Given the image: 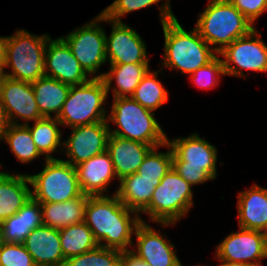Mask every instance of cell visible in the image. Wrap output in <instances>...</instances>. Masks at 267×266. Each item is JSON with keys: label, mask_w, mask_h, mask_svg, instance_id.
<instances>
[{"label": "cell", "mask_w": 267, "mask_h": 266, "mask_svg": "<svg viewBox=\"0 0 267 266\" xmlns=\"http://www.w3.org/2000/svg\"><path fill=\"white\" fill-rule=\"evenodd\" d=\"M0 266H36L23 243L4 242L0 246Z\"/></svg>", "instance_id": "cell-35"}, {"label": "cell", "mask_w": 267, "mask_h": 266, "mask_svg": "<svg viewBox=\"0 0 267 266\" xmlns=\"http://www.w3.org/2000/svg\"><path fill=\"white\" fill-rule=\"evenodd\" d=\"M175 172L192 186L214 179L206 170L194 166H172Z\"/></svg>", "instance_id": "cell-38"}, {"label": "cell", "mask_w": 267, "mask_h": 266, "mask_svg": "<svg viewBox=\"0 0 267 266\" xmlns=\"http://www.w3.org/2000/svg\"><path fill=\"white\" fill-rule=\"evenodd\" d=\"M173 151L172 166H194L206 170L214 179L216 178L217 150L205 139L196 133L187 138H178L170 141Z\"/></svg>", "instance_id": "cell-16"}, {"label": "cell", "mask_w": 267, "mask_h": 266, "mask_svg": "<svg viewBox=\"0 0 267 266\" xmlns=\"http://www.w3.org/2000/svg\"><path fill=\"white\" fill-rule=\"evenodd\" d=\"M2 243H3V240H2L1 229H0V246Z\"/></svg>", "instance_id": "cell-44"}, {"label": "cell", "mask_w": 267, "mask_h": 266, "mask_svg": "<svg viewBox=\"0 0 267 266\" xmlns=\"http://www.w3.org/2000/svg\"><path fill=\"white\" fill-rule=\"evenodd\" d=\"M83 194L104 196L108 184L116 177L111 157L107 151L75 166Z\"/></svg>", "instance_id": "cell-20"}, {"label": "cell", "mask_w": 267, "mask_h": 266, "mask_svg": "<svg viewBox=\"0 0 267 266\" xmlns=\"http://www.w3.org/2000/svg\"><path fill=\"white\" fill-rule=\"evenodd\" d=\"M160 0H115L111 5L101 13L108 19L116 22H122L120 18L129 12L136 11L152 4L159 3ZM161 23L176 18L170 7V0L162 4L160 8Z\"/></svg>", "instance_id": "cell-32"}, {"label": "cell", "mask_w": 267, "mask_h": 266, "mask_svg": "<svg viewBox=\"0 0 267 266\" xmlns=\"http://www.w3.org/2000/svg\"><path fill=\"white\" fill-rule=\"evenodd\" d=\"M45 76L57 79L69 85H80L92 77L81 67L67 43L61 38H49L44 54Z\"/></svg>", "instance_id": "cell-14"}, {"label": "cell", "mask_w": 267, "mask_h": 266, "mask_svg": "<svg viewBox=\"0 0 267 266\" xmlns=\"http://www.w3.org/2000/svg\"><path fill=\"white\" fill-rule=\"evenodd\" d=\"M222 264L220 266H247L246 264L243 263H236V262H230V261H221Z\"/></svg>", "instance_id": "cell-42"}, {"label": "cell", "mask_w": 267, "mask_h": 266, "mask_svg": "<svg viewBox=\"0 0 267 266\" xmlns=\"http://www.w3.org/2000/svg\"><path fill=\"white\" fill-rule=\"evenodd\" d=\"M4 63L5 62H0V84L3 82L4 78L6 77L5 76V72H4Z\"/></svg>", "instance_id": "cell-43"}, {"label": "cell", "mask_w": 267, "mask_h": 266, "mask_svg": "<svg viewBox=\"0 0 267 266\" xmlns=\"http://www.w3.org/2000/svg\"><path fill=\"white\" fill-rule=\"evenodd\" d=\"M6 172H0V179Z\"/></svg>", "instance_id": "cell-45"}, {"label": "cell", "mask_w": 267, "mask_h": 266, "mask_svg": "<svg viewBox=\"0 0 267 266\" xmlns=\"http://www.w3.org/2000/svg\"><path fill=\"white\" fill-rule=\"evenodd\" d=\"M156 72L149 71L143 76L131 98L144 108L154 111L168 101V91L157 80Z\"/></svg>", "instance_id": "cell-31"}, {"label": "cell", "mask_w": 267, "mask_h": 266, "mask_svg": "<svg viewBox=\"0 0 267 266\" xmlns=\"http://www.w3.org/2000/svg\"><path fill=\"white\" fill-rule=\"evenodd\" d=\"M59 234L65 260L88 252L99 245L84 221L59 229Z\"/></svg>", "instance_id": "cell-28"}, {"label": "cell", "mask_w": 267, "mask_h": 266, "mask_svg": "<svg viewBox=\"0 0 267 266\" xmlns=\"http://www.w3.org/2000/svg\"><path fill=\"white\" fill-rule=\"evenodd\" d=\"M45 168L28 175L34 191L31 197L39 203H62L83 195L74 166L61 159H46Z\"/></svg>", "instance_id": "cell-8"}, {"label": "cell", "mask_w": 267, "mask_h": 266, "mask_svg": "<svg viewBox=\"0 0 267 266\" xmlns=\"http://www.w3.org/2000/svg\"><path fill=\"white\" fill-rule=\"evenodd\" d=\"M122 251L98 245L81 255L70 257L66 266H116L120 262Z\"/></svg>", "instance_id": "cell-34"}, {"label": "cell", "mask_w": 267, "mask_h": 266, "mask_svg": "<svg viewBox=\"0 0 267 266\" xmlns=\"http://www.w3.org/2000/svg\"><path fill=\"white\" fill-rule=\"evenodd\" d=\"M107 89L102 78L92 77L88 82L71 85L66 101L56 118L61 125L70 127L107 121L102 107L107 97Z\"/></svg>", "instance_id": "cell-6"}, {"label": "cell", "mask_w": 267, "mask_h": 266, "mask_svg": "<svg viewBox=\"0 0 267 266\" xmlns=\"http://www.w3.org/2000/svg\"><path fill=\"white\" fill-rule=\"evenodd\" d=\"M48 266H66V265L62 264V265H48Z\"/></svg>", "instance_id": "cell-46"}, {"label": "cell", "mask_w": 267, "mask_h": 266, "mask_svg": "<svg viewBox=\"0 0 267 266\" xmlns=\"http://www.w3.org/2000/svg\"><path fill=\"white\" fill-rule=\"evenodd\" d=\"M137 250H131L138 258L151 266H177L180 260L174 252V245L161 233L142 221L135 230Z\"/></svg>", "instance_id": "cell-17"}, {"label": "cell", "mask_w": 267, "mask_h": 266, "mask_svg": "<svg viewBox=\"0 0 267 266\" xmlns=\"http://www.w3.org/2000/svg\"><path fill=\"white\" fill-rule=\"evenodd\" d=\"M191 186L172 168L155 187L151 202L143 213L164 226L176 223L193 205Z\"/></svg>", "instance_id": "cell-7"}, {"label": "cell", "mask_w": 267, "mask_h": 266, "mask_svg": "<svg viewBox=\"0 0 267 266\" xmlns=\"http://www.w3.org/2000/svg\"><path fill=\"white\" fill-rule=\"evenodd\" d=\"M49 36H36L26 30H17L7 37L4 67H11L12 73H5L11 79L35 82L45 75L44 54Z\"/></svg>", "instance_id": "cell-5"}, {"label": "cell", "mask_w": 267, "mask_h": 266, "mask_svg": "<svg viewBox=\"0 0 267 266\" xmlns=\"http://www.w3.org/2000/svg\"><path fill=\"white\" fill-rule=\"evenodd\" d=\"M113 99L111 114L107 121H112L119 128L109 130L110 134L153 147L165 146L168 138L155 119L153 111L144 108L131 97Z\"/></svg>", "instance_id": "cell-4"}, {"label": "cell", "mask_w": 267, "mask_h": 266, "mask_svg": "<svg viewBox=\"0 0 267 266\" xmlns=\"http://www.w3.org/2000/svg\"><path fill=\"white\" fill-rule=\"evenodd\" d=\"M160 183L161 180H148L133 173L120 180L115 194L125 207L141 213L149 206L155 187Z\"/></svg>", "instance_id": "cell-24"}, {"label": "cell", "mask_w": 267, "mask_h": 266, "mask_svg": "<svg viewBox=\"0 0 267 266\" xmlns=\"http://www.w3.org/2000/svg\"><path fill=\"white\" fill-rule=\"evenodd\" d=\"M23 244L36 266L62 265L66 262L62 253L59 229L44 225L34 228Z\"/></svg>", "instance_id": "cell-19"}, {"label": "cell", "mask_w": 267, "mask_h": 266, "mask_svg": "<svg viewBox=\"0 0 267 266\" xmlns=\"http://www.w3.org/2000/svg\"><path fill=\"white\" fill-rule=\"evenodd\" d=\"M1 139L8 143L12 153L22 163H28L42 155L32 139L29 128L25 124H10L3 132Z\"/></svg>", "instance_id": "cell-30"}, {"label": "cell", "mask_w": 267, "mask_h": 266, "mask_svg": "<svg viewBox=\"0 0 267 266\" xmlns=\"http://www.w3.org/2000/svg\"><path fill=\"white\" fill-rule=\"evenodd\" d=\"M253 25V22L264 11H267V0H229Z\"/></svg>", "instance_id": "cell-37"}, {"label": "cell", "mask_w": 267, "mask_h": 266, "mask_svg": "<svg viewBox=\"0 0 267 266\" xmlns=\"http://www.w3.org/2000/svg\"><path fill=\"white\" fill-rule=\"evenodd\" d=\"M153 148L152 145L110 134L107 152L111 157L114 171L119 181L128 175L136 173L147 154Z\"/></svg>", "instance_id": "cell-18"}, {"label": "cell", "mask_w": 267, "mask_h": 266, "mask_svg": "<svg viewBox=\"0 0 267 266\" xmlns=\"http://www.w3.org/2000/svg\"><path fill=\"white\" fill-rule=\"evenodd\" d=\"M7 37H0V62H5Z\"/></svg>", "instance_id": "cell-41"}, {"label": "cell", "mask_w": 267, "mask_h": 266, "mask_svg": "<svg viewBox=\"0 0 267 266\" xmlns=\"http://www.w3.org/2000/svg\"><path fill=\"white\" fill-rule=\"evenodd\" d=\"M162 27L165 39L163 54L165 67L181 70L183 74H192L211 62L218 54L200 36L196 28L187 32L176 18L165 21Z\"/></svg>", "instance_id": "cell-2"}, {"label": "cell", "mask_w": 267, "mask_h": 266, "mask_svg": "<svg viewBox=\"0 0 267 266\" xmlns=\"http://www.w3.org/2000/svg\"><path fill=\"white\" fill-rule=\"evenodd\" d=\"M31 84L41 116L50 118V114L55 112L54 117L57 118L71 85L45 75Z\"/></svg>", "instance_id": "cell-26"}, {"label": "cell", "mask_w": 267, "mask_h": 266, "mask_svg": "<svg viewBox=\"0 0 267 266\" xmlns=\"http://www.w3.org/2000/svg\"><path fill=\"white\" fill-rule=\"evenodd\" d=\"M221 74L225 75L223 61L216 56L207 65L198 68L190 75L197 86L202 89H209L214 87L216 83L218 84L219 78L217 76L219 77Z\"/></svg>", "instance_id": "cell-36"}, {"label": "cell", "mask_w": 267, "mask_h": 266, "mask_svg": "<svg viewBox=\"0 0 267 266\" xmlns=\"http://www.w3.org/2000/svg\"><path fill=\"white\" fill-rule=\"evenodd\" d=\"M104 21L100 13L92 22L61 37L69 46L74 57L88 75L98 72L106 59V34L97 24Z\"/></svg>", "instance_id": "cell-9"}, {"label": "cell", "mask_w": 267, "mask_h": 266, "mask_svg": "<svg viewBox=\"0 0 267 266\" xmlns=\"http://www.w3.org/2000/svg\"><path fill=\"white\" fill-rule=\"evenodd\" d=\"M9 125L10 121L0 96V138L3 132L9 127Z\"/></svg>", "instance_id": "cell-40"}, {"label": "cell", "mask_w": 267, "mask_h": 266, "mask_svg": "<svg viewBox=\"0 0 267 266\" xmlns=\"http://www.w3.org/2000/svg\"><path fill=\"white\" fill-rule=\"evenodd\" d=\"M87 200L88 195L83 194L62 203H40L43 225L62 229L83 222Z\"/></svg>", "instance_id": "cell-25"}, {"label": "cell", "mask_w": 267, "mask_h": 266, "mask_svg": "<svg viewBox=\"0 0 267 266\" xmlns=\"http://www.w3.org/2000/svg\"><path fill=\"white\" fill-rule=\"evenodd\" d=\"M72 134L63 142L66 148L64 160L72 166H77L90 158L107 151V143L110 135L108 121H98L88 125L72 127Z\"/></svg>", "instance_id": "cell-12"}, {"label": "cell", "mask_w": 267, "mask_h": 266, "mask_svg": "<svg viewBox=\"0 0 267 266\" xmlns=\"http://www.w3.org/2000/svg\"><path fill=\"white\" fill-rule=\"evenodd\" d=\"M149 64H119L111 65L110 72L96 75L95 78H102L107 93L112 84V80L115 79L116 86L113 87V98L128 97L136 90L143 76L149 71Z\"/></svg>", "instance_id": "cell-27"}, {"label": "cell", "mask_w": 267, "mask_h": 266, "mask_svg": "<svg viewBox=\"0 0 267 266\" xmlns=\"http://www.w3.org/2000/svg\"><path fill=\"white\" fill-rule=\"evenodd\" d=\"M260 37L261 33H257L254 28L248 35L236 39L218 53L225 58L222 60L225 75L242 77L244 74L240 69L267 72V45Z\"/></svg>", "instance_id": "cell-10"}, {"label": "cell", "mask_w": 267, "mask_h": 266, "mask_svg": "<svg viewBox=\"0 0 267 266\" xmlns=\"http://www.w3.org/2000/svg\"><path fill=\"white\" fill-rule=\"evenodd\" d=\"M57 124L61 125L55 117H43L42 119L36 120L33 127H30L27 122L25 123L30 130L37 149L42 155H46L45 159H54L50 153L57 150V147L63 146V142L60 141L62 134Z\"/></svg>", "instance_id": "cell-29"}, {"label": "cell", "mask_w": 267, "mask_h": 266, "mask_svg": "<svg viewBox=\"0 0 267 266\" xmlns=\"http://www.w3.org/2000/svg\"><path fill=\"white\" fill-rule=\"evenodd\" d=\"M112 24L109 38L106 36V59L110 65L149 64L146 45L136 30L123 22L108 20Z\"/></svg>", "instance_id": "cell-13"}, {"label": "cell", "mask_w": 267, "mask_h": 266, "mask_svg": "<svg viewBox=\"0 0 267 266\" xmlns=\"http://www.w3.org/2000/svg\"><path fill=\"white\" fill-rule=\"evenodd\" d=\"M42 225L41 204L31 197L21 210L0 224L2 240L23 243L34 228Z\"/></svg>", "instance_id": "cell-22"}, {"label": "cell", "mask_w": 267, "mask_h": 266, "mask_svg": "<svg viewBox=\"0 0 267 266\" xmlns=\"http://www.w3.org/2000/svg\"><path fill=\"white\" fill-rule=\"evenodd\" d=\"M239 227L267 234V189L254 184L238 197Z\"/></svg>", "instance_id": "cell-21"}, {"label": "cell", "mask_w": 267, "mask_h": 266, "mask_svg": "<svg viewBox=\"0 0 267 266\" xmlns=\"http://www.w3.org/2000/svg\"><path fill=\"white\" fill-rule=\"evenodd\" d=\"M121 266H151L130 251H122L120 258Z\"/></svg>", "instance_id": "cell-39"}, {"label": "cell", "mask_w": 267, "mask_h": 266, "mask_svg": "<svg viewBox=\"0 0 267 266\" xmlns=\"http://www.w3.org/2000/svg\"><path fill=\"white\" fill-rule=\"evenodd\" d=\"M195 28L210 46L219 45L214 48L217 53L254 29L229 0H209L207 8L199 15Z\"/></svg>", "instance_id": "cell-3"}, {"label": "cell", "mask_w": 267, "mask_h": 266, "mask_svg": "<svg viewBox=\"0 0 267 266\" xmlns=\"http://www.w3.org/2000/svg\"><path fill=\"white\" fill-rule=\"evenodd\" d=\"M0 96L10 124L18 125L17 119H42L38 109L32 84L5 77L0 84ZM16 120V121H15Z\"/></svg>", "instance_id": "cell-15"}, {"label": "cell", "mask_w": 267, "mask_h": 266, "mask_svg": "<svg viewBox=\"0 0 267 266\" xmlns=\"http://www.w3.org/2000/svg\"><path fill=\"white\" fill-rule=\"evenodd\" d=\"M165 146L168 147L167 153H159V147H154L147 154L136 172L141 178L161 180L172 169L173 151L168 143Z\"/></svg>", "instance_id": "cell-33"}, {"label": "cell", "mask_w": 267, "mask_h": 266, "mask_svg": "<svg viewBox=\"0 0 267 266\" xmlns=\"http://www.w3.org/2000/svg\"><path fill=\"white\" fill-rule=\"evenodd\" d=\"M27 174L5 173L0 179V224L16 214L31 198Z\"/></svg>", "instance_id": "cell-23"}, {"label": "cell", "mask_w": 267, "mask_h": 266, "mask_svg": "<svg viewBox=\"0 0 267 266\" xmlns=\"http://www.w3.org/2000/svg\"><path fill=\"white\" fill-rule=\"evenodd\" d=\"M134 213L135 217H130ZM138 213L125 207L114 193L112 197L88 196L84 222L93 232L100 246L120 251H130L132 234L143 221ZM105 240L106 244L101 243Z\"/></svg>", "instance_id": "cell-1"}, {"label": "cell", "mask_w": 267, "mask_h": 266, "mask_svg": "<svg viewBox=\"0 0 267 266\" xmlns=\"http://www.w3.org/2000/svg\"><path fill=\"white\" fill-rule=\"evenodd\" d=\"M239 228V232L231 233L216 247L217 259L247 266H261L257 261L267 258V234ZM252 260L255 262H251Z\"/></svg>", "instance_id": "cell-11"}]
</instances>
